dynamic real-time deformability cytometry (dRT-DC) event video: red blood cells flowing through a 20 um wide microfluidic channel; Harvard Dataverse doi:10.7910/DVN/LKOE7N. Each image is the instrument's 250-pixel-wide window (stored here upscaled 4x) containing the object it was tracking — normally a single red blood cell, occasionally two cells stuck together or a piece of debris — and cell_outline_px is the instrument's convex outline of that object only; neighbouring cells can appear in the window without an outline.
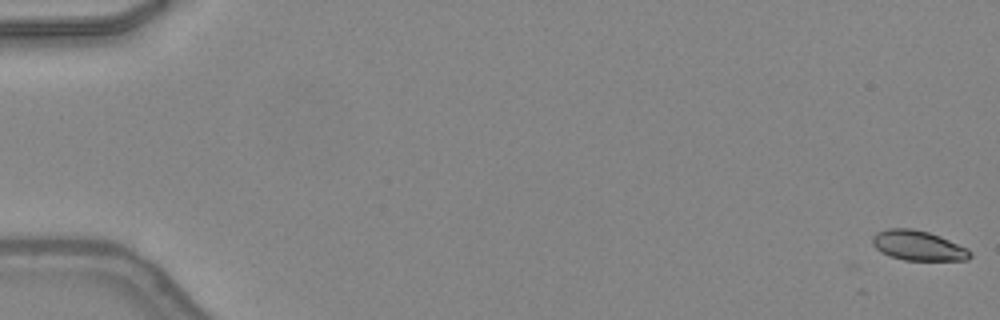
{"species": "common noctule bat (a hibernating species)", "species_latin": "Nyctalus noctula", "temperature_condition": "warm", "stored_images_in_passage": 49, "camera_frame_rate_fps": 3000, "um_per_image_px": 0.085, "animal": {"sex": "female", "body_mass_g": 24.6, "forearm_length_mm": 56.2}, "frame": {"image": 1, "passage_image": 1, "time_ms": 0.0, "image_size_px": [1000, 320], "cell_outline_px": [[972, 256], [968, 260], [904, 260], [880, 252], [872, 244], [872, 236], [876, 232], [888, 228], [912, 228], [928, 232], [940, 236], [968, 248], [972, 252]], "centroid_in_image_um": [78.05, 20.87], "position_along_channel_um": 7.0, "area_um2": 17.11}}
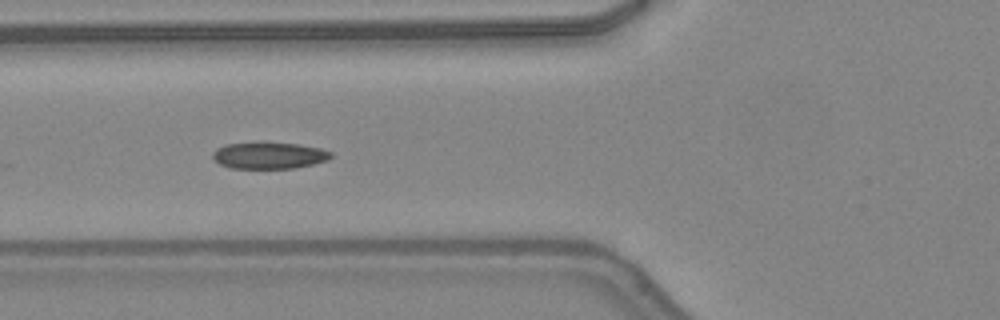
{"frame": {"image": 2, "passage_image": 20, "time_ms": 6.333, "image_size_px": [1000, 320], "cell_outline_px": [[332, 156], [328, 160], [312, 164], [292, 168], [232, 168], [220, 164], [212, 160], [212, 152], [216, 148], [224, 144], [300, 144], [320, 148], [332, 152]], "centroid_in_image_um": [22.85, 13.23], "position_along_channel_um": 102.9, "area_um2": 17.92}}
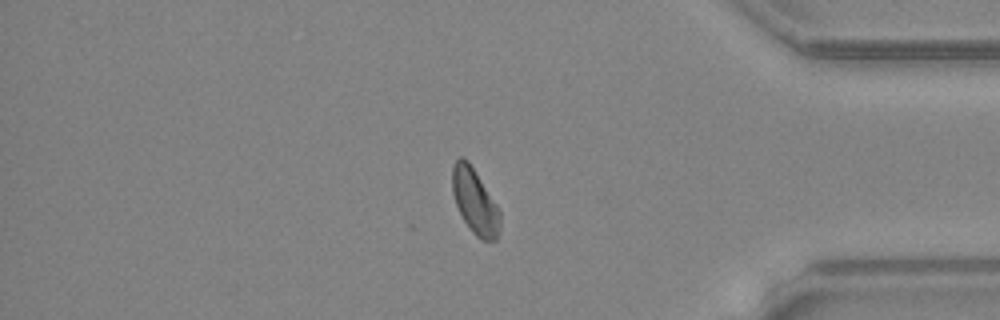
{"frame": {"image": 3, "passage_image": 42, "time_ms": 13.667, "image_size_px": [1000, 320], "cell_outline_px": [[500, 224], [496, 240], [480, 240], [472, 232], [464, 220], [456, 204], [452, 192], [452, 168], [456, 160], [460, 156], [464, 156], [468, 160], [496, 204], [500, 212]], "centroid_in_image_um": [40.35, 17.11], "position_along_channel_um": 394.9, "area_um2": 17.92}, "authors_computed_cell_mechanics": {"area_um2": 18.2648, "velocity_mm_per_s": 4.3118, "shape_relaxation_time_tau1_ms": 3.3745, "shape_relaxation_time_tau2_ms": null, "deformation_change_tau1": 0.1109, "deformation_change_tau2": null}}